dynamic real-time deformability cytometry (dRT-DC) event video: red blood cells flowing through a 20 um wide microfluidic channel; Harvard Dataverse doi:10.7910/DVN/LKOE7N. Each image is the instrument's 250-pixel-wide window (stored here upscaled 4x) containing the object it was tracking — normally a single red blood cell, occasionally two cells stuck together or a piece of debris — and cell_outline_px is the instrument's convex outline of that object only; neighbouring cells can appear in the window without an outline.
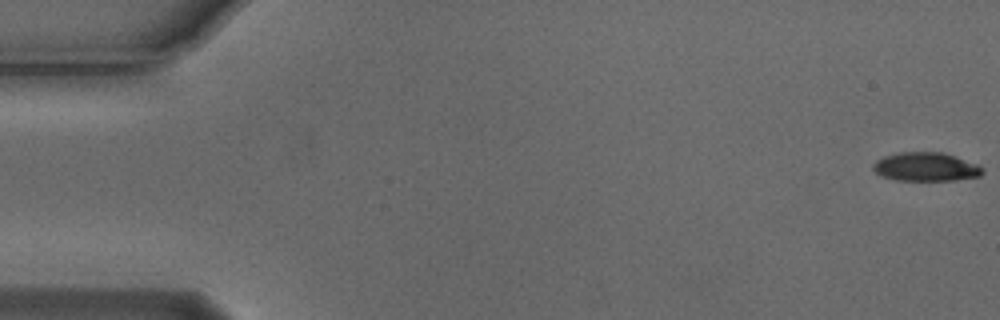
{"species": "Egyptian fruit bat (a non-hibernating species)", "species_latin": "Rousettus aegyptiacus", "temperature_condition": "cold", "stored_images_in_passage": 5, "camera_frame_rate_fps": 3000, "um_per_image_px": 0.085, "animal": {"sex": "male"}, "frame": {"image": 1, "passage_image": 1, "time_ms": 0.0, "image_size_px": [1000, 320], "cell_outline_px": [[984, 172], [980, 176], [956, 180], [896, 180], [880, 176], [872, 168], [872, 164], [876, 160], [884, 156], [900, 152], [944, 152], [976, 164], [984, 168]], "centroid_in_image_um": [78.68, 14.18], "position_along_channel_um": 6.3, "area_um2": 18.38}}
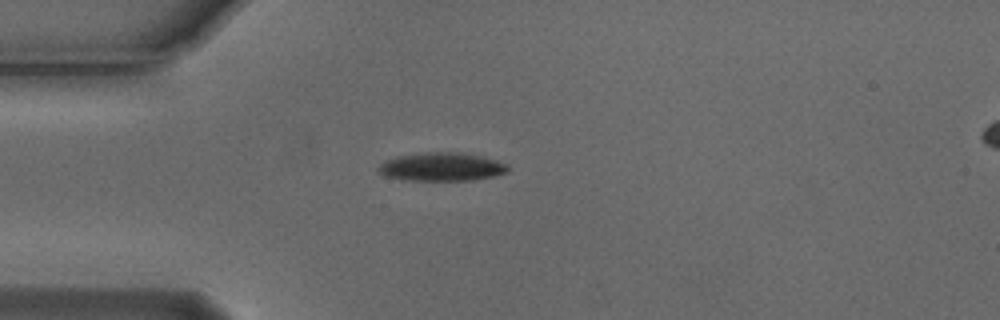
{"frame": {"image": 2, "passage_image": 5, "time_ms": 1.333, "image_size_px": [1000, 320], "cell_outline_px": [[508, 172], [492, 176], [468, 180], [400, 180], [384, 176], [376, 172], [376, 168], [384, 160], [396, 156], [424, 152], [460, 152], [480, 156], [496, 160], [508, 164]], "centroid_in_image_um": [37.45, 14.17], "position_along_channel_um": 47.5, "area_um2": 21.62}}